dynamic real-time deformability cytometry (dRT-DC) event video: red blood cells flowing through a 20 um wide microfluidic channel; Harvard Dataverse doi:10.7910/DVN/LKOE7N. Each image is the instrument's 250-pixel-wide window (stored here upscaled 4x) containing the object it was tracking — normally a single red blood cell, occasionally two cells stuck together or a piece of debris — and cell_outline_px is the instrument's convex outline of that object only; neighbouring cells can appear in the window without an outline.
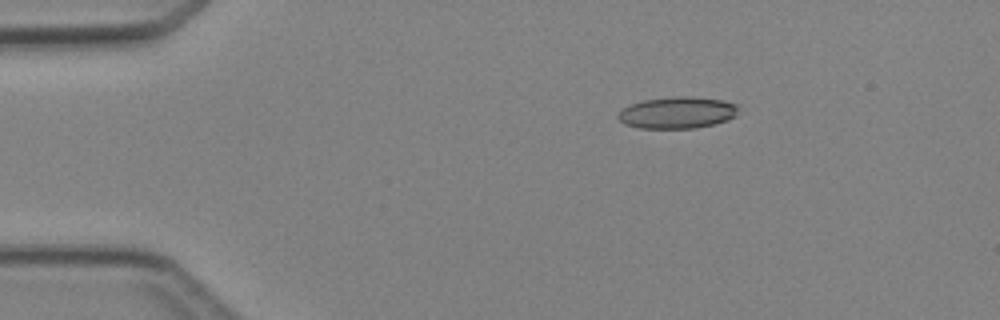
{"species": "Egyptian fruit bat (a non-hibernating species)", "species_latin": "Rousettus aegyptiacus", "temperature_condition": "cold", "stored_images_in_passage": 5, "camera_frame_rate_fps": 3000, "um_per_image_px": 0.085, "animal": {"sex": "female"}, "frame": {"image": 1, "passage_image": 2, "time_ms": 1.333, "image_size_px": [1000, 320], "cell_outline_px": [[736, 116], [728, 120], [696, 128], [640, 128], [624, 124], [616, 116], [628, 104], [644, 100], [676, 96], [692, 96], [724, 100], [736, 104]], "centroid_in_image_um": [57.56, 9.57], "position_along_channel_um": 27.4, "area_um2": 22.2}}
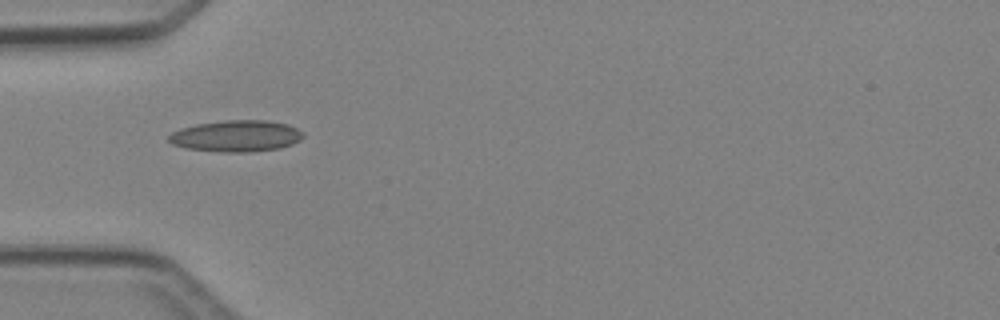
{"frame": {"image": 2, "passage_image": 4, "time_ms": 3.667, "image_size_px": [1000, 320], "cell_outline_px": [[304, 136], [300, 140], [292, 144], [280, 148], [252, 152], [224, 152], [188, 148], [172, 144], [168, 140], [168, 136], [172, 132], [180, 128], [196, 124], [224, 120], [268, 120], [288, 124], [304, 132]], "centroid_in_image_um": [20.11, 11.55], "position_along_channel_um": 64.9, "area_um2": 24.74}}
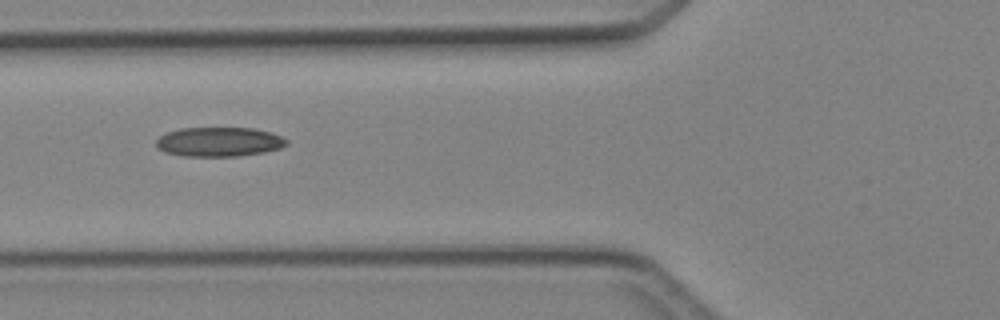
{"frame": {"image": 3, "passage_image": 5, "time_ms": 4.667, "image_size_px": [1000, 320], "cell_outline_px": [[288, 144], [280, 148], [264, 152], [240, 156], [184, 156], [164, 152], [156, 148], [156, 140], [160, 136], [168, 132], [180, 128], [252, 128], [272, 132], [288, 140]], "centroid_in_image_um": [18.62, 12.06], "position_along_channel_um": 107.2, "area_um2": 22.43}}